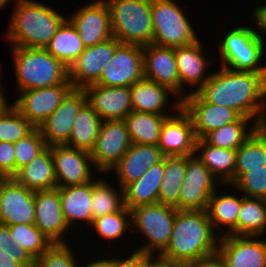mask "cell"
Masks as SVG:
<instances>
[{"instance_id": "obj_31", "label": "cell", "mask_w": 266, "mask_h": 267, "mask_svg": "<svg viewBox=\"0 0 266 267\" xmlns=\"http://www.w3.org/2000/svg\"><path fill=\"white\" fill-rule=\"evenodd\" d=\"M165 170V156L162 161L148 169L137 181L123 188L124 206L132 208L158 202L160 184Z\"/></svg>"}, {"instance_id": "obj_54", "label": "cell", "mask_w": 266, "mask_h": 267, "mask_svg": "<svg viewBox=\"0 0 266 267\" xmlns=\"http://www.w3.org/2000/svg\"><path fill=\"white\" fill-rule=\"evenodd\" d=\"M8 176L0 169V187L8 180Z\"/></svg>"}, {"instance_id": "obj_24", "label": "cell", "mask_w": 266, "mask_h": 267, "mask_svg": "<svg viewBox=\"0 0 266 267\" xmlns=\"http://www.w3.org/2000/svg\"><path fill=\"white\" fill-rule=\"evenodd\" d=\"M87 102L101 120H124L132 111L130 87L91 84L84 88Z\"/></svg>"}, {"instance_id": "obj_25", "label": "cell", "mask_w": 266, "mask_h": 267, "mask_svg": "<svg viewBox=\"0 0 266 267\" xmlns=\"http://www.w3.org/2000/svg\"><path fill=\"white\" fill-rule=\"evenodd\" d=\"M130 95L133 110L138 112L173 115L174 112L182 107L181 101L177 98L173 103L171 102L172 96L173 98L176 97L173 92L146 78L135 82L130 87Z\"/></svg>"}, {"instance_id": "obj_27", "label": "cell", "mask_w": 266, "mask_h": 267, "mask_svg": "<svg viewBox=\"0 0 266 267\" xmlns=\"http://www.w3.org/2000/svg\"><path fill=\"white\" fill-rule=\"evenodd\" d=\"M58 189L61 208L69 228L72 229L74 223L78 224L80 221L90 226L93 222V180L83 185H70Z\"/></svg>"}, {"instance_id": "obj_52", "label": "cell", "mask_w": 266, "mask_h": 267, "mask_svg": "<svg viewBox=\"0 0 266 267\" xmlns=\"http://www.w3.org/2000/svg\"><path fill=\"white\" fill-rule=\"evenodd\" d=\"M104 256L105 255L103 254L102 258H95L96 260L92 259V261H88L87 264L85 263L83 266L81 264L78 265V267H110V257L104 258Z\"/></svg>"}, {"instance_id": "obj_57", "label": "cell", "mask_w": 266, "mask_h": 267, "mask_svg": "<svg viewBox=\"0 0 266 267\" xmlns=\"http://www.w3.org/2000/svg\"><path fill=\"white\" fill-rule=\"evenodd\" d=\"M7 101L5 96H0V107Z\"/></svg>"}, {"instance_id": "obj_56", "label": "cell", "mask_w": 266, "mask_h": 267, "mask_svg": "<svg viewBox=\"0 0 266 267\" xmlns=\"http://www.w3.org/2000/svg\"><path fill=\"white\" fill-rule=\"evenodd\" d=\"M151 267H172L160 261H156Z\"/></svg>"}, {"instance_id": "obj_40", "label": "cell", "mask_w": 266, "mask_h": 267, "mask_svg": "<svg viewBox=\"0 0 266 267\" xmlns=\"http://www.w3.org/2000/svg\"><path fill=\"white\" fill-rule=\"evenodd\" d=\"M90 227L95 230L94 233H97L100 238L102 237L101 239L107 240L111 246L112 241L125 238L128 236L127 232L132 230L131 211L124 206L120 211L94 219Z\"/></svg>"}, {"instance_id": "obj_47", "label": "cell", "mask_w": 266, "mask_h": 267, "mask_svg": "<svg viewBox=\"0 0 266 267\" xmlns=\"http://www.w3.org/2000/svg\"><path fill=\"white\" fill-rule=\"evenodd\" d=\"M111 254L110 267H151L156 261V256L134 251L124 257Z\"/></svg>"}, {"instance_id": "obj_11", "label": "cell", "mask_w": 266, "mask_h": 267, "mask_svg": "<svg viewBox=\"0 0 266 267\" xmlns=\"http://www.w3.org/2000/svg\"><path fill=\"white\" fill-rule=\"evenodd\" d=\"M144 78L143 46L121 43L95 83L108 87H131Z\"/></svg>"}, {"instance_id": "obj_38", "label": "cell", "mask_w": 266, "mask_h": 267, "mask_svg": "<svg viewBox=\"0 0 266 267\" xmlns=\"http://www.w3.org/2000/svg\"><path fill=\"white\" fill-rule=\"evenodd\" d=\"M266 233V200L244 197L237 218V236H260Z\"/></svg>"}, {"instance_id": "obj_1", "label": "cell", "mask_w": 266, "mask_h": 267, "mask_svg": "<svg viewBox=\"0 0 266 267\" xmlns=\"http://www.w3.org/2000/svg\"><path fill=\"white\" fill-rule=\"evenodd\" d=\"M221 67V68H220ZM196 92L205 102L225 106L239 116L266 125V73L219 66Z\"/></svg>"}, {"instance_id": "obj_28", "label": "cell", "mask_w": 266, "mask_h": 267, "mask_svg": "<svg viewBox=\"0 0 266 267\" xmlns=\"http://www.w3.org/2000/svg\"><path fill=\"white\" fill-rule=\"evenodd\" d=\"M12 178L26 188L39 191L57 187L51 146H47L29 164L17 170Z\"/></svg>"}, {"instance_id": "obj_34", "label": "cell", "mask_w": 266, "mask_h": 267, "mask_svg": "<svg viewBox=\"0 0 266 267\" xmlns=\"http://www.w3.org/2000/svg\"><path fill=\"white\" fill-rule=\"evenodd\" d=\"M45 49L69 68L84 51L85 47L78 31L66 19Z\"/></svg>"}, {"instance_id": "obj_20", "label": "cell", "mask_w": 266, "mask_h": 267, "mask_svg": "<svg viewBox=\"0 0 266 267\" xmlns=\"http://www.w3.org/2000/svg\"><path fill=\"white\" fill-rule=\"evenodd\" d=\"M34 198L35 191L8 178L0 187V224H34Z\"/></svg>"}, {"instance_id": "obj_36", "label": "cell", "mask_w": 266, "mask_h": 267, "mask_svg": "<svg viewBox=\"0 0 266 267\" xmlns=\"http://www.w3.org/2000/svg\"><path fill=\"white\" fill-rule=\"evenodd\" d=\"M258 127L252 119L240 116L235 122L210 131L203 139L215 147L237 150Z\"/></svg>"}, {"instance_id": "obj_26", "label": "cell", "mask_w": 266, "mask_h": 267, "mask_svg": "<svg viewBox=\"0 0 266 267\" xmlns=\"http://www.w3.org/2000/svg\"><path fill=\"white\" fill-rule=\"evenodd\" d=\"M164 155L158 146L132 143L119 162L108 173H115L117 184L122 189L137 181L153 165L162 161Z\"/></svg>"}, {"instance_id": "obj_19", "label": "cell", "mask_w": 266, "mask_h": 267, "mask_svg": "<svg viewBox=\"0 0 266 267\" xmlns=\"http://www.w3.org/2000/svg\"><path fill=\"white\" fill-rule=\"evenodd\" d=\"M67 16L85 48L112 38L110 11L104 0H93Z\"/></svg>"}, {"instance_id": "obj_2", "label": "cell", "mask_w": 266, "mask_h": 267, "mask_svg": "<svg viewBox=\"0 0 266 267\" xmlns=\"http://www.w3.org/2000/svg\"><path fill=\"white\" fill-rule=\"evenodd\" d=\"M219 238L207 210H177L169 244L157 256V261L172 267H186L217 251Z\"/></svg>"}, {"instance_id": "obj_12", "label": "cell", "mask_w": 266, "mask_h": 267, "mask_svg": "<svg viewBox=\"0 0 266 267\" xmlns=\"http://www.w3.org/2000/svg\"><path fill=\"white\" fill-rule=\"evenodd\" d=\"M73 88L72 84L26 90L18 93L12 105L35 127L42 123L59 107L62 99Z\"/></svg>"}, {"instance_id": "obj_35", "label": "cell", "mask_w": 266, "mask_h": 267, "mask_svg": "<svg viewBox=\"0 0 266 267\" xmlns=\"http://www.w3.org/2000/svg\"><path fill=\"white\" fill-rule=\"evenodd\" d=\"M236 152L235 182L247 169L265 168L266 125L258 127Z\"/></svg>"}, {"instance_id": "obj_37", "label": "cell", "mask_w": 266, "mask_h": 267, "mask_svg": "<svg viewBox=\"0 0 266 267\" xmlns=\"http://www.w3.org/2000/svg\"><path fill=\"white\" fill-rule=\"evenodd\" d=\"M186 170V156H165V170L160 184L158 202L178 210L180 188Z\"/></svg>"}, {"instance_id": "obj_14", "label": "cell", "mask_w": 266, "mask_h": 267, "mask_svg": "<svg viewBox=\"0 0 266 267\" xmlns=\"http://www.w3.org/2000/svg\"><path fill=\"white\" fill-rule=\"evenodd\" d=\"M57 187L83 185L92 181L94 165L90 152L66 145L51 146Z\"/></svg>"}, {"instance_id": "obj_15", "label": "cell", "mask_w": 266, "mask_h": 267, "mask_svg": "<svg viewBox=\"0 0 266 267\" xmlns=\"http://www.w3.org/2000/svg\"><path fill=\"white\" fill-rule=\"evenodd\" d=\"M86 102L84 89L72 88L66 94L59 107L39 127L47 146L68 142L77 113Z\"/></svg>"}, {"instance_id": "obj_46", "label": "cell", "mask_w": 266, "mask_h": 267, "mask_svg": "<svg viewBox=\"0 0 266 267\" xmlns=\"http://www.w3.org/2000/svg\"><path fill=\"white\" fill-rule=\"evenodd\" d=\"M0 267H35V260L21 246L14 245L10 250H0Z\"/></svg>"}, {"instance_id": "obj_30", "label": "cell", "mask_w": 266, "mask_h": 267, "mask_svg": "<svg viewBox=\"0 0 266 267\" xmlns=\"http://www.w3.org/2000/svg\"><path fill=\"white\" fill-rule=\"evenodd\" d=\"M195 155L221 184L235 183L236 150L209 145L202 138L197 139Z\"/></svg>"}, {"instance_id": "obj_3", "label": "cell", "mask_w": 266, "mask_h": 267, "mask_svg": "<svg viewBox=\"0 0 266 267\" xmlns=\"http://www.w3.org/2000/svg\"><path fill=\"white\" fill-rule=\"evenodd\" d=\"M66 19L52 6L23 0L14 6L4 38L11 46L45 49Z\"/></svg>"}, {"instance_id": "obj_18", "label": "cell", "mask_w": 266, "mask_h": 267, "mask_svg": "<svg viewBox=\"0 0 266 267\" xmlns=\"http://www.w3.org/2000/svg\"><path fill=\"white\" fill-rule=\"evenodd\" d=\"M197 136L190 115L180 107L161 128L158 148L164 156L195 155Z\"/></svg>"}, {"instance_id": "obj_43", "label": "cell", "mask_w": 266, "mask_h": 267, "mask_svg": "<svg viewBox=\"0 0 266 267\" xmlns=\"http://www.w3.org/2000/svg\"><path fill=\"white\" fill-rule=\"evenodd\" d=\"M47 147L39 128H34L28 135L14 143L16 172L29 164Z\"/></svg>"}, {"instance_id": "obj_7", "label": "cell", "mask_w": 266, "mask_h": 267, "mask_svg": "<svg viewBox=\"0 0 266 267\" xmlns=\"http://www.w3.org/2000/svg\"><path fill=\"white\" fill-rule=\"evenodd\" d=\"M130 211L131 232L134 233L138 230L137 233L145 236L147 240L143 241L141 246L138 245L135 251L157 258L169 244L177 209L156 202L136 206Z\"/></svg>"}, {"instance_id": "obj_51", "label": "cell", "mask_w": 266, "mask_h": 267, "mask_svg": "<svg viewBox=\"0 0 266 267\" xmlns=\"http://www.w3.org/2000/svg\"><path fill=\"white\" fill-rule=\"evenodd\" d=\"M15 244V240L10 235L9 226L0 224V250L6 252Z\"/></svg>"}, {"instance_id": "obj_39", "label": "cell", "mask_w": 266, "mask_h": 267, "mask_svg": "<svg viewBox=\"0 0 266 267\" xmlns=\"http://www.w3.org/2000/svg\"><path fill=\"white\" fill-rule=\"evenodd\" d=\"M111 183L107 178H101V173L93 179L91 202L93 220L120 211L124 207L123 189L120 186L118 189Z\"/></svg>"}, {"instance_id": "obj_5", "label": "cell", "mask_w": 266, "mask_h": 267, "mask_svg": "<svg viewBox=\"0 0 266 267\" xmlns=\"http://www.w3.org/2000/svg\"><path fill=\"white\" fill-rule=\"evenodd\" d=\"M219 40L220 66L255 73H266V43L254 32V26L243 24L230 29ZM264 58V59H263Z\"/></svg>"}, {"instance_id": "obj_21", "label": "cell", "mask_w": 266, "mask_h": 267, "mask_svg": "<svg viewBox=\"0 0 266 267\" xmlns=\"http://www.w3.org/2000/svg\"><path fill=\"white\" fill-rule=\"evenodd\" d=\"M260 237L220 236L217 250L223 256L226 267H266V239Z\"/></svg>"}, {"instance_id": "obj_9", "label": "cell", "mask_w": 266, "mask_h": 267, "mask_svg": "<svg viewBox=\"0 0 266 267\" xmlns=\"http://www.w3.org/2000/svg\"><path fill=\"white\" fill-rule=\"evenodd\" d=\"M219 185V186H218ZM225 187L196 157L186 156V170L180 188L178 210H207L211 195Z\"/></svg>"}, {"instance_id": "obj_53", "label": "cell", "mask_w": 266, "mask_h": 267, "mask_svg": "<svg viewBox=\"0 0 266 267\" xmlns=\"http://www.w3.org/2000/svg\"><path fill=\"white\" fill-rule=\"evenodd\" d=\"M13 2H14V0H12ZM21 1H23V0H15V3L13 4L14 6L17 4V3H19V2H21ZM10 2H11V0H0V9H5V7H7L8 6V4H10Z\"/></svg>"}, {"instance_id": "obj_6", "label": "cell", "mask_w": 266, "mask_h": 267, "mask_svg": "<svg viewBox=\"0 0 266 267\" xmlns=\"http://www.w3.org/2000/svg\"><path fill=\"white\" fill-rule=\"evenodd\" d=\"M110 11L112 35L123 44H152L151 0H104Z\"/></svg>"}, {"instance_id": "obj_22", "label": "cell", "mask_w": 266, "mask_h": 267, "mask_svg": "<svg viewBox=\"0 0 266 267\" xmlns=\"http://www.w3.org/2000/svg\"><path fill=\"white\" fill-rule=\"evenodd\" d=\"M183 109L190 115L197 139L210 131L235 122L240 116L232 109L205 102L196 92L182 101Z\"/></svg>"}, {"instance_id": "obj_23", "label": "cell", "mask_w": 266, "mask_h": 267, "mask_svg": "<svg viewBox=\"0 0 266 267\" xmlns=\"http://www.w3.org/2000/svg\"><path fill=\"white\" fill-rule=\"evenodd\" d=\"M144 78L168 88L179 99V73L175 48L143 46Z\"/></svg>"}, {"instance_id": "obj_16", "label": "cell", "mask_w": 266, "mask_h": 267, "mask_svg": "<svg viewBox=\"0 0 266 267\" xmlns=\"http://www.w3.org/2000/svg\"><path fill=\"white\" fill-rule=\"evenodd\" d=\"M34 203V225L39 231L53 244L70 243L65 235L71 233L72 229H69L65 220L58 187L35 191Z\"/></svg>"}, {"instance_id": "obj_4", "label": "cell", "mask_w": 266, "mask_h": 267, "mask_svg": "<svg viewBox=\"0 0 266 267\" xmlns=\"http://www.w3.org/2000/svg\"><path fill=\"white\" fill-rule=\"evenodd\" d=\"M16 91H26L59 84H72L68 67L46 49L11 46Z\"/></svg>"}, {"instance_id": "obj_32", "label": "cell", "mask_w": 266, "mask_h": 267, "mask_svg": "<svg viewBox=\"0 0 266 267\" xmlns=\"http://www.w3.org/2000/svg\"><path fill=\"white\" fill-rule=\"evenodd\" d=\"M101 124L100 116L86 102L77 113L70 138L65 145L90 152L99 135Z\"/></svg>"}, {"instance_id": "obj_41", "label": "cell", "mask_w": 266, "mask_h": 267, "mask_svg": "<svg viewBox=\"0 0 266 267\" xmlns=\"http://www.w3.org/2000/svg\"><path fill=\"white\" fill-rule=\"evenodd\" d=\"M34 128L8 100L0 107V142L16 143Z\"/></svg>"}, {"instance_id": "obj_48", "label": "cell", "mask_w": 266, "mask_h": 267, "mask_svg": "<svg viewBox=\"0 0 266 267\" xmlns=\"http://www.w3.org/2000/svg\"><path fill=\"white\" fill-rule=\"evenodd\" d=\"M0 169L9 178L16 173L14 143L0 142Z\"/></svg>"}, {"instance_id": "obj_44", "label": "cell", "mask_w": 266, "mask_h": 267, "mask_svg": "<svg viewBox=\"0 0 266 267\" xmlns=\"http://www.w3.org/2000/svg\"><path fill=\"white\" fill-rule=\"evenodd\" d=\"M240 191L244 197L260 198L266 200V165L265 168L247 169L232 186L227 185Z\"/></svg>"}, {"instance_id": "obj_29", "label": "cell", "mask_w": 266, "mask_h": 267, "mask_svg": "<svg viewBox=\"0 0 266 267\" xmlns=\"http://www.w3.org/2000/svg\"><path fill=\"white\" fill-rule=\"evenodd\" d=\"M218 192L216 190L211 195L207 208L212 228L219 236L237 235V218L241 209V196L237 197L236 189H233V194H229V192H227L228 194H220Z\"/></svg>"}, {"instance_id": "obj_8", "label": "cell", "mask_w": 266, "mask_h": 267, "mask_svg": "<svg viewBox=\"0 0 266 267\" xmlns=\"http://www.w3.org/2000/svg\"><path fill=\"white\" fill-rule=\"evenodd\" d=\"M178 4L175 0H151L152 44L177 48L199 40L192 22Z\"/></svg>"}, {"instance_id": "obj_10", "label": "cell", "mask_w": 266, "mask_h": 267, "mask_svg": "<svg viewBox=\"0 0 266 267\" xmlns=\"http://www.w3.org/2000/svg\"><path fill=\"white\" fill-rule=\"evenodd\" d=\"M131 144L124 120L102 121L99 135L90 151L95 170L104 175L108 174Z\"/></svg>"}, {"instance_id": "obj_17", "label": "cell", "mask_w": 266, "mask_h": 267, "mask_svg": "<svg viewBox=\"0 0 266 267\" xmlns=\"http://www.w3.org/2000/svg\"><path fill=\"white\" fill-rule=\"evenodd\" d=\"M202 41L198 40L189 46L175 48V60L179 73V100L182 101L189 93L197 92L211 77L210 64L214 65L206 58V51L202 46ZM204 49V50H203ZM211 71V72H209ZM207 74H206V73ZM192 86L191 92H187L185 85ZM193 88V89H192ZM186 91V93H185Z\"/></svg>"}, {"instance_id": "obj_50", "label": "cell", "mask_w": 266, "mask_h": 267, "mask_svg": "<svg viewBox=\"0 0 266 267\" xmlns=\"http://www.w3.org/2000/svg\"><path fill=\"white\" fill-rule=\"evenodd\" d=\"M253 16L252 19L255 20L256 22V27L254 28L255 34L264 42L265 41V36L266 35V4L264 3L263 5L259 4V6L256 5V7L253 9L251 17ZM256 28H259L256 29ZM263 32V33H261Z\"/></svg>"}, {"instance_id": "obj_13", "label": "cell", "mask_w": 266, "mask_h": 267, "mask_svg": "<svg viewBox=\"0 0 266 267\" xmlns=\"http://www.w3.org/2000/svg\"><path fill=\"white\" fill-rule=\"evenodd\" d=\"M121 42L115 37L87 47L68 68V78L73 88L84 89L95 84L104 66L111 60Z\"/></svg>"}, {"instance_id": "obj_49", "label": "cell", "mask_w": 266, "mask_h": 267, "mask_svg": "<svg viewBox=\"0 0 266 267\" xmlns=\"http://www.w3.org/2000/svg\"><path fill=\"white\" fill-rule=\"evenodd\" d=\"M186 267H226L223 256L217 250L190 262Z\"/></svg>"}, {"instance_id": "obj_55", "label": "cell", "mask_w": 266, "mask_h": 267, "mask_svg": "<svg viewBox=\"0 0 266 267\" xmlns=\"http://www.w3.org/2000/svg\"><path fill=\"white\" fill-rule=\"evenodd\" d=\"M2 65L0 64V96H4V88L5 87H3L2 85V83H1V81H2V72H3V70H2V67H1ZM2 71V72H1Z\"/></svg>"}, {"instance_id": "obj_42", "label": "cell", "mask_w": 266, "mask_h": 267, "mask_svg": "<svg viewBox=\"0 0 266 267\" xmlns=\"http://www.w3.org/2000/svg\"><path fill=\"white\" fill-rule=\"evenodd\" d=\"M9 231L16 245L24 248L35 261L53 244L34 224L9 225Z\"/></svg>"}, {"instance_id": "obj_33", "label": "cell", "mask_w": 266, "mask_h": 267, "mask_svg": "<svg viewBox=\"0 0 266 267\" xmlns=\"http://www.w3.org/2000/svg\"><path fill=\"white\" fill-rule=\"evenodd\" d=\"M171 115L133 110L125 119L131 143L157 146L165 119Z\"/></svg>"}, {"instance_id": "obj_45", "label": "cell", "mask_w": 266, "mask_h": 267, "mask_svg": "<svg viewBox=\"0 0 266 267\" xmlns=\"http://www.w3.org/2000/svg\"><path fill=\"white\" fill-rule=\"evenodd\" d=\"M70 244L72 243L52 244L35 261V267H78L79 259Z\"/></svg>"}]
</instances>
